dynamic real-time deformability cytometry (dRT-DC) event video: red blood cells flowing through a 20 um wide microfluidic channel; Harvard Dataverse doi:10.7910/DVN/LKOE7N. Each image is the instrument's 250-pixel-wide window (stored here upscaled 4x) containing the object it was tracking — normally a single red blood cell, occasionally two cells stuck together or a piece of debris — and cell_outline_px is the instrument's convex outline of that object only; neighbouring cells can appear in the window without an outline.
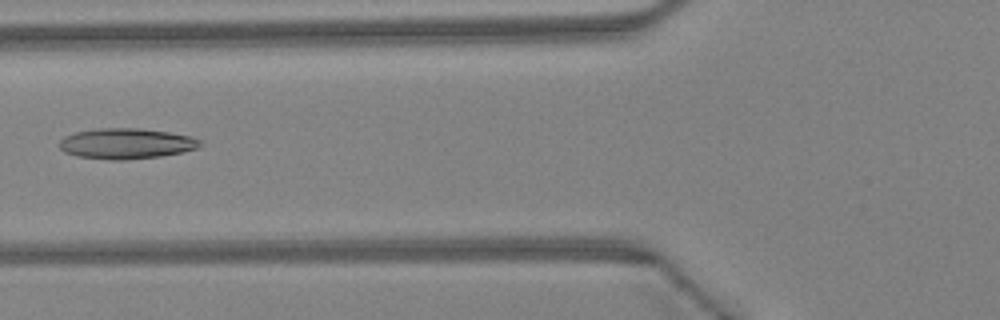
{"species": "Egyptian fruit bat (a non-hibernating species)", "species_latin": "Rousettus aegyptiacus", "temperature_condition": "warm", "stored_images_in_passage": 32, "camera_frame_rate_fps": 3000, "um_per_image_px": 0.085, "animal": {"sex": "female"}, "frame": {"image": 1, "passage_image": 5, "time_ms": 1.333, "image_size_px": [1000, 320], "cell_outline_px": [[204, 144], [196, 148], [184, 152], [160, 156], [124, 160], [108, 160], [76, 156], [64, 152], [60, 148], [60, 140], [64, 136], [76, 132], [100, 128], [140, 128], [168, 132], [192, 136], [200, 140]], "centroid_in_image_um": [10.74, 12.21], "position_along_channel_um": 115.1, "area_um2": 25.2}}
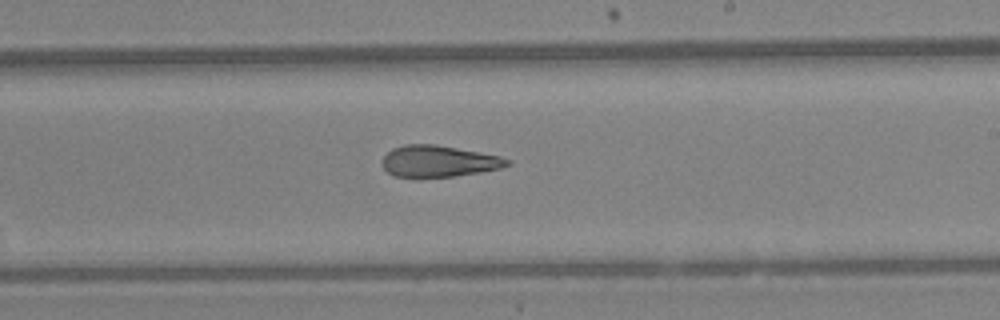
{"frame": {"image": 2, "passage_image": 14, "time_ms": 4.333, "image_size_px": [1000, 320], "cell_outline_px": [[512, 164], [500, 168], [480, 172], [452, 176], [392, 176], [384, 168], [384, 156], [392, 148], [404, 144], [436, 144], [500, 156], [512, 160]], "centroid_in_image_um": [37.32, 13.68], "position_along_channel_um": 251.7, "area_um2": 22.6}}
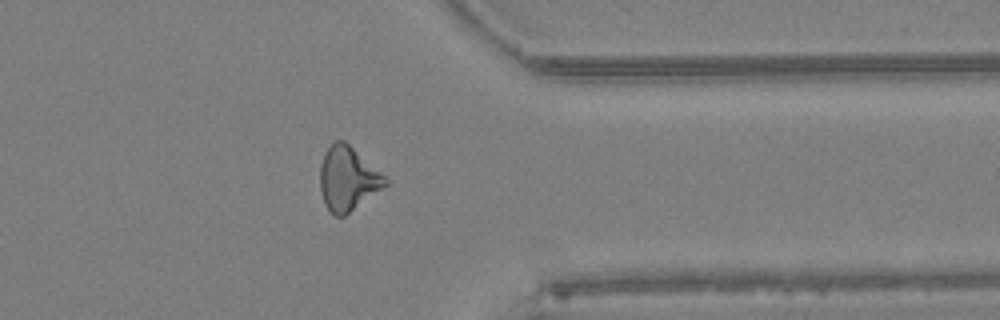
{"frame": {"image": 3, "passage_image": 23, "time_ms": 7.333, "image_size_px": [1000, 320], "cell_outline_px": [[392, 180], [384, 188], [344, 216], [336, 216], [324, 204], [320, 192], [320, 164], [324, 152], [336, 140], [344, 140]], "centroid_in_image_um": [29.59, 15.18], "position_along_channel_um": 381.8, "area_um2": 24.62}, "authors_computed_cell_mechanics": {"area_um2": 23.7558, "velocity_mm_per_s": 4.5885, "shape_relaxation_time_tau1_ms": null, "shape_relaxation_time_tau2_ms": 3.6531, "deformation_change_tau1": null, "deformation_change_tau2": 0.1425}}